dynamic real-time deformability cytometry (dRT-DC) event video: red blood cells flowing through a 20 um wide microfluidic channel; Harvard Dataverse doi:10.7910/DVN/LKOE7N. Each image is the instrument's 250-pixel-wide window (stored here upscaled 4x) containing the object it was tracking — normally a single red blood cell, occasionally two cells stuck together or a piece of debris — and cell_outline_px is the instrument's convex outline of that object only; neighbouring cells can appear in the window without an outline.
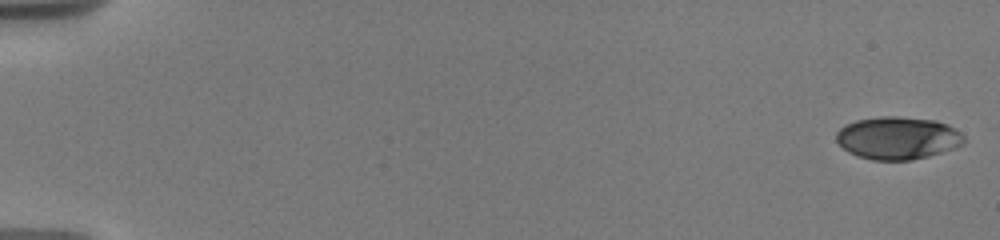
{"species": "human", "species_latin": "Homo sapiens", "temperature_condition": "warm", "stored_images_in_passage": 49, "camera_frame_rate_fps": 3000, "um_per_image_px": 0.085, "donor": {"sex": "male"}, "frame": {"image": 1, "passage_image": 1, "time_ms": 0.0, "image_size_px": [1000, 240], "cell_outline_px": [[964, 144], [928, 156], [908, 160], [872, 160], [856, 156], [848, 152], [836, 140], [836, 132], [844, 124], [856, 120], [880, 116], [896, 116], [936, 120], [948, 124], [960, 132], [964, 136]], "centroid_in_image_um": [76.28, 11.72], "position_along_channel_um": 8.7, "area_um2": 31.79}}
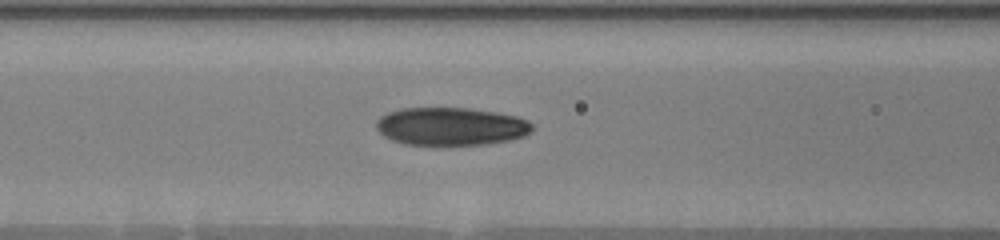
{"frame": {"image": 2, "passage_image": 21, "time_ms": 8.0, "image_size_px": [1000, 240], "cell_outline_px": [[532, 132], [524, 136], [512, 140], [484, 144], [404, 144], [392, 140], [384, 136], [376, 128], [376, 120], [380, 116], [388, 112], [400, 108], [468, 108], [496, 112], [516, 116], [528, 120], [532, 124]], "centroid_in_image_um": [38.33, 10.73], "position_along_channel_um": 128.3, "area_um2": 34.51}}
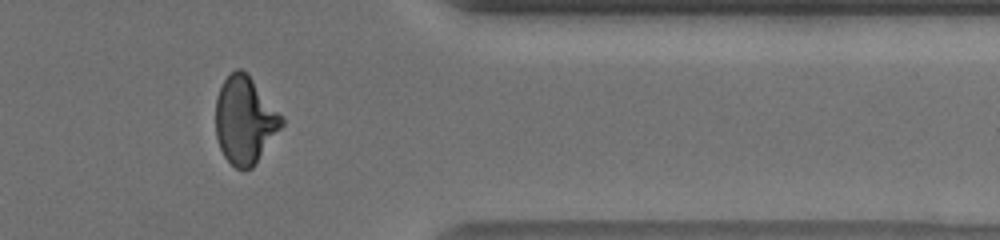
{"frame": {"image": 3, "passage_image": 41, "time_ms": 15.333, "image_size_px": [1000, 240], "cell_outline_px": [[284, 124], [256, 164], [252, 168], [236, 168], [224, 156], [220, 148], [216, 136], [216, 96], [224, 80], [236, 68], [240, 68], [248, 72], [284, 116]], "centroid_in_image_um": [20.84, 10.18], "position_along_channel_um": 390.6, "area_um2": 33.93}, "authors_computed_cell_mechanics": {"area_um2": 33.7552, "velocity_mm_per_s": 3.7121, "shape_relaxation_time_tau1_ms": 4.9582, "shape_relaxation_time_tau2_ms": 1.4112, "deformation_change_tau1": 0.1815, "deformation_change_tau2": 0.0685}}